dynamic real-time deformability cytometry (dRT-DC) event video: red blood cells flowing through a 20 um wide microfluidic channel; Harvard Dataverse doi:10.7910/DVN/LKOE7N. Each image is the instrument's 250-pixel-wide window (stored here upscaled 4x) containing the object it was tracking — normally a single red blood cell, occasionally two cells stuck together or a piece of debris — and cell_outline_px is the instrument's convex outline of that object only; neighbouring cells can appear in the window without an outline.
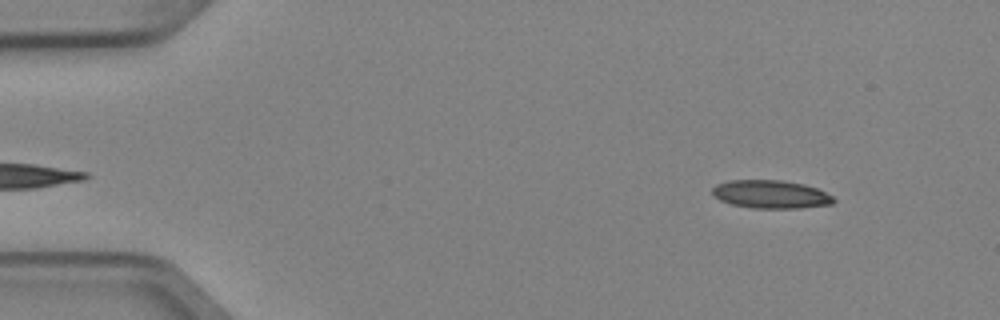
{"species": "Egyptian fruit bat (a non-hibernating species)", "species_latin": "Rousettus aegyptiacus", "temperature_condition": "cold", "stored_images_in_passage": 4, "camera_frame_rate_fps": 3000, "um_per_image_px": 0.085, "animal": {"sex": "female"}, "frame": {"image": 1, "passage_image": 1, "time_ms": 0.0, "image_size_px": [1000, 320], "cell_outline_px": [[836, 200], [832, 204], [800, 208], [752, 208], [732, 204], [720, 200], [712, 196], [712, 188], [716, 184], [728, 180], [784, 180], [804, 184], [816, 188], [832, 196]], "centroid_in_image_um": [65.49, 16.51], "position_along_channel_um": 19.5, "area_um2": 20.0}}
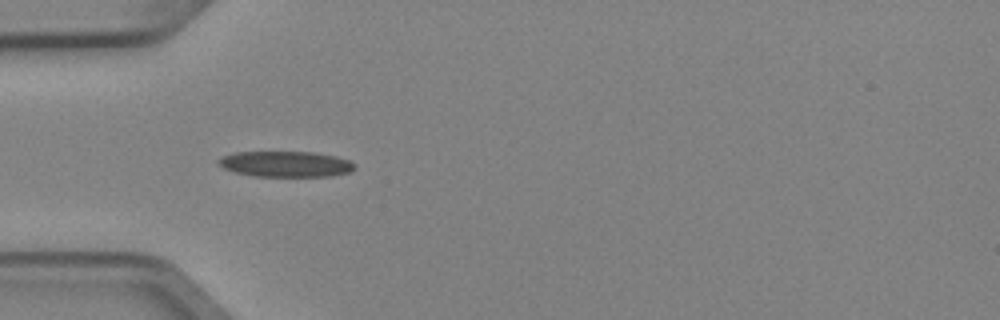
{"frame": {"image": 2, "passage_image": 3, "time_ms": 0.667, "image_size_px": [1000, 320], "cell_outline_px": [[356, 168], [348, 172], [332, 176], [252, 176], [236, 172], [224, 168], [216, 160], [220, 156], [236, 152], [316, 152], [336, 156], [348, 160], [356, 164]], "centroid_in_image_um": [24.29, 13.94], "position_along_channel_um": 60.7, "area_um2": 20.46}}
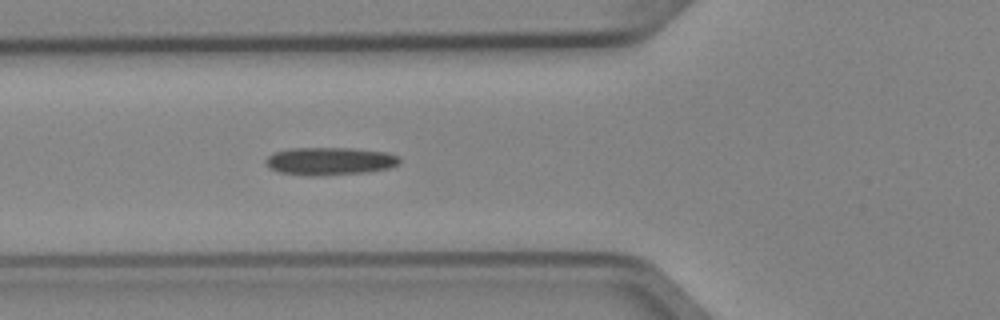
{"frame": {"image": 3, "passage_image": 4, "time_ms": 1.0, "image_size_px": [1000, 320], "cell_outline_px": [[400, 164], [388, 168], [364, 172], [320, 176], [308, 176], [280, 172], [272, 168], [264, 160], [272, 152], [292, 148], [348, 148], [384, 152], [396, 156], [400, 160]], "centroid_in_image_um": [28.0, 13.7], "position_along_channel_um": 97.8, "area_um2": 21.44}}